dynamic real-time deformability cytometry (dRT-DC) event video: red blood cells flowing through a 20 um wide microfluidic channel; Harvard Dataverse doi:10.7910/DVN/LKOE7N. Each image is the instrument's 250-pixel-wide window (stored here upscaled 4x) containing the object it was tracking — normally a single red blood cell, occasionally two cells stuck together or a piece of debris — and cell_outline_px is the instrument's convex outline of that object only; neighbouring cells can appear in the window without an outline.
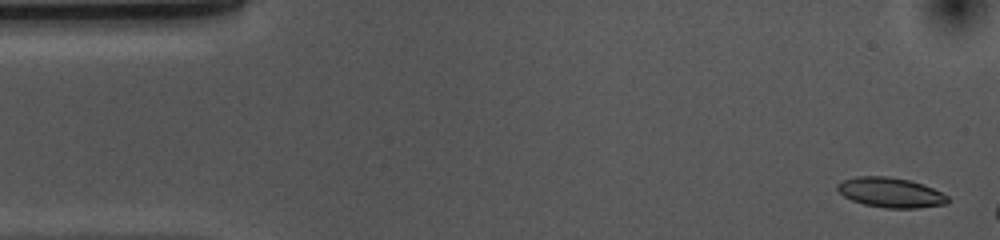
{"species": "common noctule bat (a hibernating species)", "species_latin": "Nyctalus noctula", "temperature_condition": "cold", "stored_images_in_passage": 7, "camera_frame_rate_fps": 3000, "um_per_image_px": 0.085, "animal": {"sex": "female", "body_mass_g": 10.0, "forearm_length_mm": 53.1}, "frame": {"image": 1, "passage_image": 2, "time_ms": 0.333, "image_size_px": [1000, 240], "cell_outline_px": [[948, 204], [916, 208], [884, 208], [864, 204], [852, 200], [844, 196], [836, 188], [836, 184], [844, 180], [856, 176], [888, 176], [908, 180], [924, 184], [948, 196]], "centroid_in_image_um": [75.7, 16.36], "position_along_channel_um": 9.3, "area_um2": 19.19}}